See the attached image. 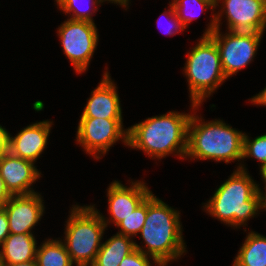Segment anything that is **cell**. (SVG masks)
Instances as JSON below:
<instances>
[{
  "label": "cell",
  "mask_w": 266,
  "mask_h": 266,
  "mask_svg": "<svg viewBox=\"0 0 266 266\" xmlns=\"http://www.w3.org/2000/svg\"><path fill=\"white\" fill-rule=\"evenodd\" d=\"M191 116V113L169 111L128 127V148L142 150L156 160L169 154L185 159Z\"/></svg>",
  "instance_id": "cell-1"
},
{
  "label": "cell",
  "mask_w": 266,
  "mask_h": 266,
  "mask_svg": "<svg viewBox=\"0 0 266 266\" xmlns=\"http://www.w3.org/2000/svg\"><path fill=\"white\" fill-rule=\"evenodd\" d=\"M194 113L188 125V145L186 157L190 160H214L226 164L240 162L237 169L247 171L241 160L243 157V138L245 132L232 128L223 120L206 121L196 115L200 105L190 102ZM199 107V108H198Z\"/></svg>",
  "instance_id": "cell-2"
},
{
  "label": "cell",
  "mask_w": 266,
  "mask_h": 266,
  "mask_svg": "<svg viewBox=\"0 0 266 266\" xmlns=\"http://www.w3.org/2000/svg\"><path fill=\"white\" fill-rule=\"evenodd\" d=\"M180 217V211L152 192L148 196L147 216L139 234L145 245L135 242V249L157 259L163 266L178 261L187 252Z\"/></svg>",
  "instance_id": "cell-3"
},
{
  "label": "cell",
  "mask_w": 266,
  "mask_h": 266,
  "mask_svg": "<svg viewBox=\"0 0 266 266\" xmlns=\"http://www.w3.org/2000/svg\"><path fill=\"white\" fill-rule=\"evenodd\" d=\"M206 202L203 209L213 218L234 229L246 227L250 218L260 214L259 185L248 171L236 168Z\"/></svg>",
  "instance_id": "cell-4"
},
{
  "label": "cell",
  "mask_w": 266,
  "mask_h": 266,
  "mask_svg": "<svg viewBox=\"0 0 266 266\" xmlns=\"http://www.w3.org/2000/svg\"><path fill=\"white\" fill-rule=\"evenodd\" d=\"M65 221L63 244L76 266H91L102 245L106 230L94 205H72Z\"/></svg>",
  "instance_id": "cell-5"
},
{
  "label": "cell",
  "mask_w": 266,
  "mask_h": 266,
  "mask_svg": "<svg viewBox=\"0 0 266 266\" xmlns=\"http://www.w3.org/2000/svg\"><path fill=\"white\" fill-rule=\"evenodd\" d=\"M198 40L186 55L183 71L188 82L190 101L201 106L227 78L215 41L209 35H202Z\"/></svg>",
  "instance_id": "cell-6"
},
{
  "label": "cell",
  "mask_w": 266,
  "mask_h": 266,
  "mask_svg": "<svg viewBox=\"0 0 266 266\" xmlns=\"http://www.w3.org/2000/svg\"><path fill=\"white\" fill-rule=\"evenodd\" d=\"M219 3L220 11L211 12L212 18L203 35H210L216 28L220 29L223 17L226 18L228 31L264 33L266 6L262 0H217L215 7H219Z\"/></svg>",
  "instance_id": "cell-7"
},
{
  "label": "cell",
  "mask_w": 266,
  "mask_h": 266,
  "mask_svg": "<svg viewBox=\"0 0 266 266\" xmlns=\"http://www.w3.org/2000/svg\"><path fill=\"white\" fill-rule=\"evenodd\" d=\"M95 23L67 19L57 30L63 52L77 74L84 73L98 46L99 35Z\"/></svg>",
  "instance_id": "cell-8"
},
{
  "label": "cell",
  "mask_w": 266,
  "mask_h": 266,
  "mask_svg": "<svg viewBox=\"0 0 266 266\" xmlns=\"http://www.w3.org/2000/svg\"><path fill=\"white\" fill-rule=\"evenodd\" d=\"M220 31L221 28H216L209 36L218 47L223 72L229 79L251 64L264 33Z\"/></svg>",
  "instance_id": "cell-9"
},
{
  "label": "cell",
  "mask_w": 266,
  "mask_h": 266,
  "mask_svg": "<svg viewBox=\"0 0 266 266\" xmlns=\"http://www.w3.org/2000/svg\"><path fill=\"white\" fill-rule=\"evenodd\" d=\"M123 119L80 117L75 141L84 151L100 160L120 139L128 146V128Z\"/></svg>",
  "instance_id": "cell-10"
},
{
  "label": "cell",
  "mask_w": 266,
  "mask_h": 266,
  "mask_svg": "<svg viewBox=\"0 0 266 266\" xmlns=\"http://www.w3.org/2000/svg\"><path fill=\"white\" fill-rule=\"evenodd\" d=\"M130 183L129 187L123 185L118 180L109 184L107 188L109 218L103 216V214L95 208L99 212L106 228L110 223L114 224V226L121 223L152 193L142 180H135V182L131 180Z\"/></svg>",
  "instance_id": "cell-11"
},
{
  "label": "cell",
  "mask_w": 266,
  "mask_h": 266,
  "mask_svg": "<svg viewBox=\"0 0 266 266\" xmlns=\"http://www.w3.org/2000/svg\"><path fill=\"white\" fill-rule=\"evenodd\" d=\"M40 193L12 195L2 206L7 213L10 234H33V228L45 213L44 200Z\"/></svg>",
  "instance_id": "cell-12"
},
{
  "label": "cell",
  "mask_w": 266,
  "mask_h": 266,
  "mask_svg": "<svg viewBox=\"0 0 266 266\" xmlns=\"http://www.w3.org/2000/svg\"><path fill=\"white\" fill-rule=\"evenodd\" d=\"M36 163L12 155L9 151L0 156V173L11 195L35 193L33 183L41 177ZM32 187V188H31Z\"/></svg>",
  "instance_id": "cell-13"
},
{
  "label": "cell",
  "mask_w": 266,
  "mask_h": 266,
  "mask_svg": "<svg viewBox=\"0 0 266 266\" xmlns=\"http://www.w3.org/2000/svg\"><path fill=\"white\" fill-rule=\"evenodd\" d=\"M52 125V121L43 120L27 125L15 136L8 133V151L35 163L47 148Z\"/></svg>",
  "instance_id": "cell-14"
},
{
  "label": "cell",
  "mask_w": 266,
  "mask_h": 266,
  "mask_svg": "<svg viewBox=\"0 0 266 266\" xmlns=\"http://www.w3.org/2000/svg\"><path fill=\"white\" fill-rule=\"evenodd\" d=\"M109 73L104 71L99 85L91 91L80 117L123 119L118 87Z\"/></svg>",
  "instance_id": "cell-15"
},
{
  "label": "cell",
  "mask_w": 266,
  "mask_h": 266,
  "mask_svg": "<svg viewBox=\"0 0 266 266\" xmlns=\"http://www.w3.org/2000/svg\"><path fill=\"white\" fill-rule=\"evenodd\" d=\"M37 240L34 234H9L0 245L3 264L36 261Z\"/></svg>",
  "instance_id": "cell-16"
},
{
  "label": "cell",
  "mask_w": 266,
  "mask_h": 266,
  "mask_svg": "<svg viewBox=\"0 0 266 266\" xmlns=\"http://www.w3.org/2000/svg\"><path fill=\"white\" fill-rule=\"evenodd\" d=\"M129 236L116 233L105 242L91 266H119L124 257L135 250V241Z\"/></svg>",
  "instance_id": "cell-17"
},
{
  "label": "cell",
  "mask_w": 266,
  "mask_h": 266,
  "mask_svg": "<svg viewBox=\"0 0 266 266\" xmlns=\"http://www.w3.org/2000/svg\"><path fill=\"white\" fill-rule=\"evenodd\" d=\"M239 249L232 266H266V236L251 230Z\"/></svg>",
  "instance_id": "cell-18"
},
{
  "label": "cell",
  "mask_w": 266,
  "mask_h": 266,
  "mask_svg": "<svg viewBox=\"0 0 266 266\" xmlns=\"http://www.w3.org/2000/svg\"><path fill=\"white\" fill-rule=\"evenodd\" d=\"M45 240L37 247V266H74L62 239Z\"/></svg>",
  "instance_id": "cell-19"
},
{
  "label": "cell",
  "mask_w": 266,
  "mask_h": 266,
  "mask_svg": "<svg viewBox=\"0 0 266 266\" xmlns=\"http://www.w3.org/2000/svg\"><path fill=\"white\" fill-rule=\"evenodd\" d=\"M216 1L217 0H172L170 3L174 6L177 18L186 29L190 25L189 23L197 19L204 10L210 9L211 11H215V9H217L215 7ZM194 6L198 9L192 8ZM192 9L195 11L200 10V14Z\"/></svg>",
  "instance_id": "cell-20"
},
{
  "label": "cell",
  "mask_w": 266,
  "mask_h": 266,
  "mask_svg": "<svg viewBox=\"0 0 266 266\" xmlns=\"http://www.w3.org/2000/svg\"><path fill=\"white\" fill-rule=\"evenodd\" d=\"M103 2H106V0H64L58 8L66 15L69 14L68 16L70 18L68 19L70 20L89 21L94 23L93 15L95 12H98V6Z\"/></svg>",
  "instance_id": "cell-21"
},
{
  "label": "cell",
  "mask_w": 266,
  "mask_h": 266,
  "mask_svg": "<svg viewBox=\"0 0 266 266\" xmlns=\"http://www.w3.org/2000/svg\"><path fill=\"white\" fill-rule=\"evenodd\" d=\"M148 211V197L133 211L126 219L119 223L116 227L120 228L118 234L129 236L134 239L140 234L145 223Z\"/></svg>",
  "instance_id": "cell-22"
},
{
  "label": "cell",
  "mask_w": 266,
  "mask_h": 266,
  "mask_svg": "<svg viewBox=\"0 0 266 266\" xmlns=\"http://www.w3.org/2000/svg\"><path fill=\"white\" fill-rule=\"evenodd\" d=\"M245 158H254L260 162V171L266 166V134L255 137L253 140L244 134L243 138V157L244 163Z\"/></svg>",
  "instance_id": "cell-23"
},
{
  "label": "cell",
  "mask_w": 266,
  "mask_h": 266,
  "mask_svg": "<svg viewBox=\"0 0 266 266\" xmlns=\"http://www.w3.org/2000/svg\"><path fill=\"white\" fill-rule=\"evenodd\" d=\"M168 7H169V9L167 11L166 10L163 11V14H161L159 20L157 19V24L162 25L160 23L162 16L167 17L168 22L166 25H168V27L164 28L166 30V32H164V33L169 35V36H174L175 34L180 33V31H184L185 28L182 26L180 20L177 18L174 6L170 3V1H169ZM158 28H160V26H158ZM161 28H160V30H162Z\"/></svg>",
  "instance_id": "cell-24"
},
{
  "label": "cell",
  "mask_w": 266,
  "mask_h": 266,
  "mask_svg": "<svg viewBox=\"0 0 266 266\" xmlns=\"http://www.w3.org/2000/svg\"><path fill=\"white\" fill-rule=\"evenodd\" d=\"M151 260L156 266H163L157 259L135 249L132 253L123 258L119 266H152Z\"/></svg>",
  "instance_id": "cell-25"
},
{
  "label": "cell",
  "mask_w": 266,
  "mask_h": 266,
  "mask_svg": "<svg viewBox=\"0 0 266 266\" xmlns=\"http://www.w3.org/2000/svg\"><path fill=\"white\" fill-rule=\"evenodd\" d=\"M10 234L7 213L0 207V245L4 242L6 237Z\"/></svg>",
  "instance_id": "cell-26"
},
{
  "label": "cell",
  "mask_w": 266,
  "mask_h": 266,
  "mask_svg": "<svg viewBox=\"0 0 266 266\" xmlns=\"http://www.w3.org/2000/svg\"><path fill=\"white\" fill-rule=\"evenodd\" d=\"M11 197L12 195L7 190L0 173V207L4 206L10 200Z\"/></svg>",
  "instance_id": "cell-27"
},
{
  "label": "cell",
  "mask_w": 266,
  "mask_h": 266,
  "mask_svg": "<svg viewBox=\"0 0 266 266\" xmlns=\"http://www.w3.org/2000/svg\"><path fill=\"white\" fill-rule=\"evenodd\" d=\"M8 131L0 125V156L8 151Z\"/></svg>",
  "instance_id": "cell-28"
},
{
  "label": "cell",
  "mask_w": 266,
  "mask_h": 266,
  "mask_svg": "<svg viewBox=\"0 0 266 266\" xmlns=\"http://www.w3.org/2000/svg\"><path fill=\"white\" fill-rule=\"evenodd\" d=\"M253 105L266 106V87L258 94L248 99Z\"/></svg>",
  "instance_id": "cell-29"
},
{
  "label": "cell",
  "mask_w": 266,
  "mask_h": 266,
  "mask_svg": "<svg viewBox=\"0 0 266 266\" xmlns=\"http://www.w3.org/2000/svg\"><path fill=\"white\" fill-rule=\"evenodd\" d=\"M259 193H260V206L261 211L264 209L266 211V189L265 192L259 187Z\"/></svg>",
  "instance_id": "cell-30"
},
{
  "label": "cell",
  "mask_w": 266,
  "mask_h": 266,
  "mask_svg": "<svg viewBox=\"0 0 266 266\" xmlns=\"http://www.w3.org/2000/svg\"><path fill=\"white\" fill-rule=\"evenodd\" d=\"M108 3H114V4H117V5H120L121 7H123L125 10L128 9L129 7V1L130 0H106Z\"/></svg>",
  "instance_id": "cell-31"
},
{
  "label": "cell",
  "mask_w": 266,
  "mask_h": 266,
  "mask_svg": "<svg viewBox=\"0 0 266 266\" xmlns=\"http://www.w3.org/2000/svg\"><path fill=\"white\" fill-rule=\"evenodd\" d=\"M3 266H37L36 261L22 262L18 264H3Z\"/></svg>",
  "instance_id": "cell-32"
},
{
  "label": "cell",
  "mask_w": 266,
  "mask_h": 266,
  "mask_svg": "<svg viewBox=\"0 0 266 266\" xmlns=\"http://www.w3.org/2000/svg\"><path fill=\"white\" fill-rule=\"evenodd\" d=\"M262 181L265 183L264 188L266 189V166L260 171Z\"/></svg>",
  "instance_id": "cell-33"
},
{
  "label": "cell",
  "mask_w": 266,
  "mask_h": 266,
  "mask_svg": "<svg viewBox=\"0 0 266 266\" xmlns=\"http://www.w3.org/2000/svg\"><path fill=\"white\" fill-rule=\"evenodd\" d=\"M64 0H55L54 2L57 3V6H59Z\"/></svg>",
  "instance_id": "cell-34"
}]
</instances>
